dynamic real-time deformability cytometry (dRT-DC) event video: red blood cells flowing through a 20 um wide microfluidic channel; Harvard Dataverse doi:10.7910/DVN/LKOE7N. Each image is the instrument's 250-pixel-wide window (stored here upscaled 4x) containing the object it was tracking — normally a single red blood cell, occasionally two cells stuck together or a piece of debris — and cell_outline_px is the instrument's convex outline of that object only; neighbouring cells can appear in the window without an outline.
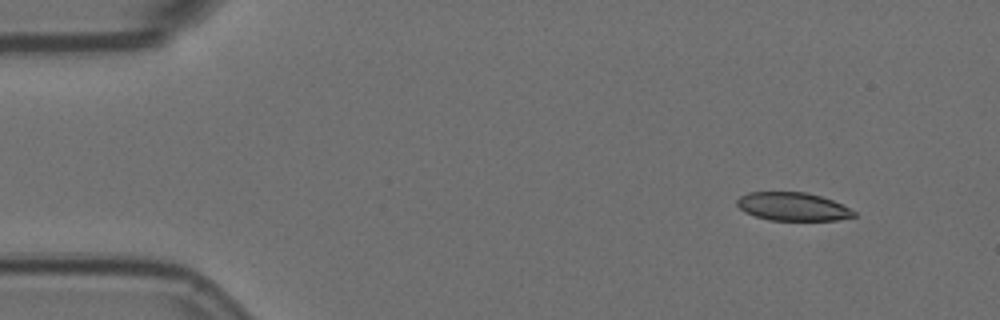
{"species": "Egyptian fruit bat (a non-hibernating species)", "species_latin": "Rousettus aegyptiacus", "temperature_condition": "room temperature", "stored_images_in_passage": 6, "segment_of_instrument_passage": [1, 2], "camera_frame_rate_fps": 3000, "um_per_image_px": 0.085, "animal": {"sex": "female"}, "frame": {"image": 1, "passage_image": 2, "time_ms": 0.333, "image_size_px": [1000, 320], "cell_outline_px": [[856, 216], [836, 220], [768, 220], [744, 212], [736, 204], [736, 200], [740, 196], [748, 192], [808, 192], [832, 200], [856, 212]], "centroid_in_image_um": [67.35, 17.56], "position_along_channel_um": 17.6, "area_um2": 19.19}}